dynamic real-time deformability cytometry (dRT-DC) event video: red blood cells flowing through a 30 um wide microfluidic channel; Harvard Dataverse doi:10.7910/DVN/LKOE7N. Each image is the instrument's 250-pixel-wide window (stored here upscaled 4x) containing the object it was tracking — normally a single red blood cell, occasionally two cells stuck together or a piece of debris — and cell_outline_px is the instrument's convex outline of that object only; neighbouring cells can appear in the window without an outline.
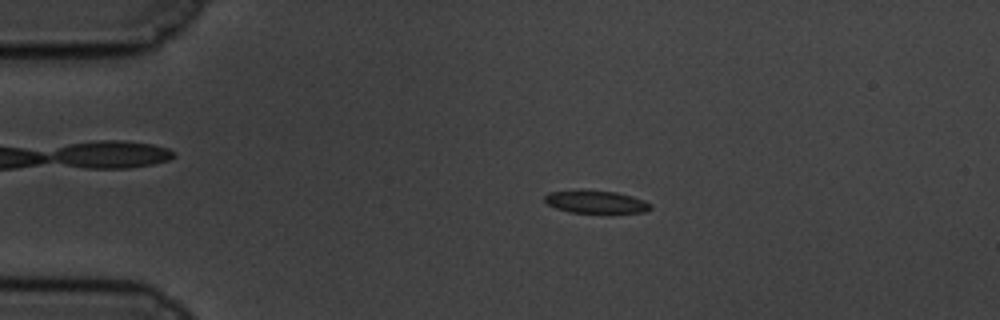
{"species": "common noctule bat (a hibernating species)", "species_latin": "Nyctalus noctula", "temperature_condition": "cold", "stored_images_in_passage": 59, "camera_frame_rate_fps": 3000, "um_per_image_px": 0.085, "animal": {"sex": "male", "body_mass_g": 19.5, "forearm_length_mm": 54.6}, "frame": {"image": 1, "passage_image": 12, "time_ms": 3.667, "image_size_px": [1000, 320], "cell_outline_px": [[652, 208], [644, 212], [608, 216], [568, 212], [556, 208], [548, 204], [544, 200], [544, 196], [548, 192], [580, 188], [616, 192], [632, 196], [644, 200], [652, 204]], "centroid_in_image_um": [50.67, 17.19], "position_along_channel_um": 34.3, "area_um2": 15.37}}
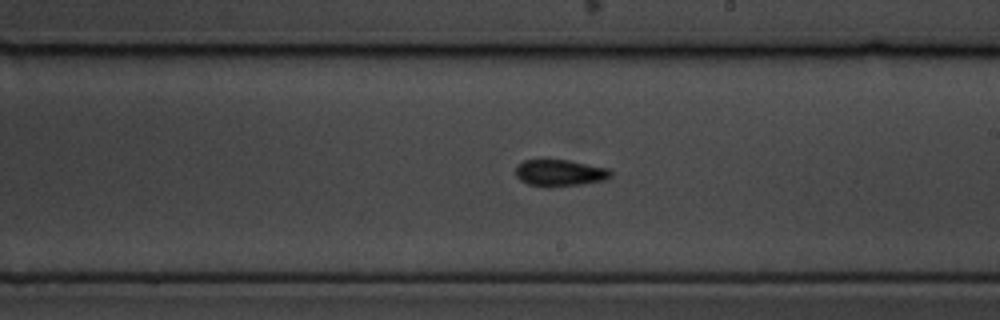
{"frame": {"image": 2, "passage_image": 34, "time_ms": 11.0, "image_size_px": [1000, 320], "cell_outline_px": [[612, 176], [604, 180], [584, 184], [544, 188], [528, 184], [520, 180], [516, 176], [516, 168], [524, 160], [544, 156], [568, 160], [608, 168], [612, 172]], "centroid_in_image_um": [47.54, 14.67], "position_along_channel_um": 241.5, "area_um2": 15.49}}
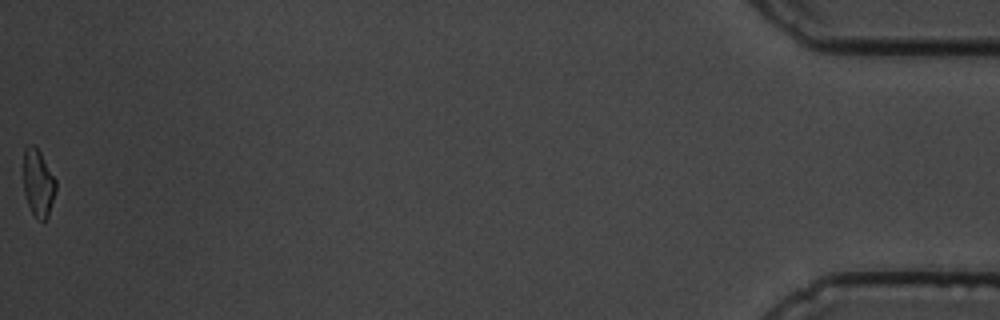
{"frame": {"image": 3, "passage_image": 59, "time_ms": 19.333, "image_size_px": [1000, 320], "cell_outline_px": [[56, 188], [48, 216], [44, 220], [36, 220], [28, 204], [24, 192], [24, 148], [28, 144], [32, 144], [40, 152], [56, 180]], "centroid_in_image_um": [3.24, 15.56], "position_along_channel_um": 432.0, "area_um2": 12.54}, "authors_computed_cell_mechanics": {"area_um2": 14.2766, "velocity_mm_per_s": 3.418, "shape_relaxation_time_tau1_ms": 5.6553, "shape_relaxation_time_tau2_ms": 8.6803, "deformation_change_tau1": 0.1059, "deformation_change_tau2": 0.13}}